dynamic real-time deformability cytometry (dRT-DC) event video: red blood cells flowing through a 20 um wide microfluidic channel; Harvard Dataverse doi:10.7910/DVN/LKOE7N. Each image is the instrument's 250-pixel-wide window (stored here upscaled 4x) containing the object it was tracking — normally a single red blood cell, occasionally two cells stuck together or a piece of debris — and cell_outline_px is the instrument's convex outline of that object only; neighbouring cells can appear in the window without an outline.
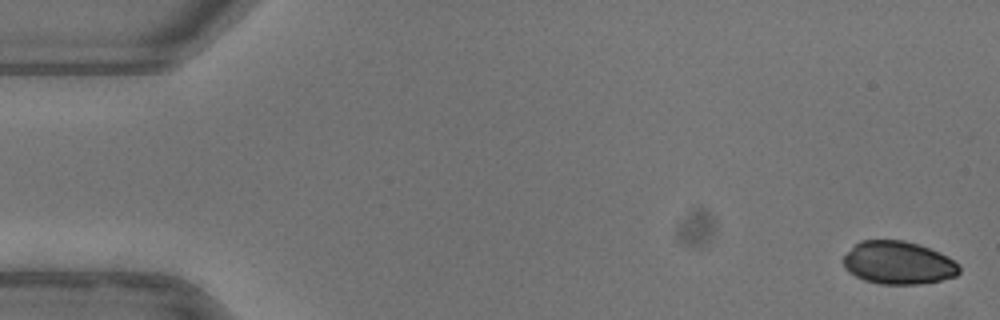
{"species": "common noctule bat (a hibernating species)", "species_latin": "Nyctalus noctula", "temperature_condition": "warm", "stored_images_in_passage": 13, "camera_frame_rate_fps": 3000, "um_per_image_px": 0.085, "animal": {"sex": "female"}, "frame": {"image": 1, "passage_image": 1, "time_ms": 0.0, "image_size_px": [1000, 320], "cell_outline_px": [[960, 272], [956, 276], [940, 280], [920, 284], [880, 284], [864, 280], [848, 272], [844, 268], [844, 256], [860, 240], [904, 240], [920, 244], [940, 252], [948, 256], [960, 264]], "centroid_in_image_um": [76.39, 22.33], "position_along_channel_um": 8.6, "area_um2": 29.19}}